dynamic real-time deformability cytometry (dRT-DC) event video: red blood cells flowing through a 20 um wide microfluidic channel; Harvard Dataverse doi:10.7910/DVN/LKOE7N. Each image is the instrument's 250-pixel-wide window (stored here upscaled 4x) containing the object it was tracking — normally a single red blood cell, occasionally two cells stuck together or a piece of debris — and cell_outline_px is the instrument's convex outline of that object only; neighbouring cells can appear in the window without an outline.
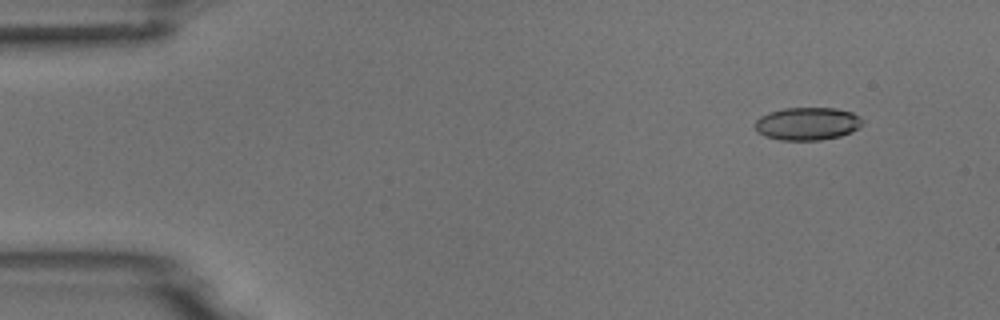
{"species": "common noctule bat (a hibernating species)", "species_latin": "Nyctalus noctula", "temperature_condition": "room temperature", "stored_images_in_passage": 4, "camera_frame_rate_fps": 3000, "um_per_image_px": 0.085, "animal": {"sex": "male", "body_mass_g": 18.8}, "frame": {"image": 1, "passage_image": 2, "time_ms": 1.0, "image_size_px": [1000, 320], "cell_outline_px": [[864, 124], [852, 132], [840, 136], [820, 140], [780, 140], [764, 136], [756, 132], [756, 120], [760, 116], [768, 112], [784, 108], [836, 108], [852, 112], [860, 116], [864, 120]], "centroid_in_image_um": [68.65, 10.51], "position_along_channel_um": 16.4, "area_um2": 20.81}}
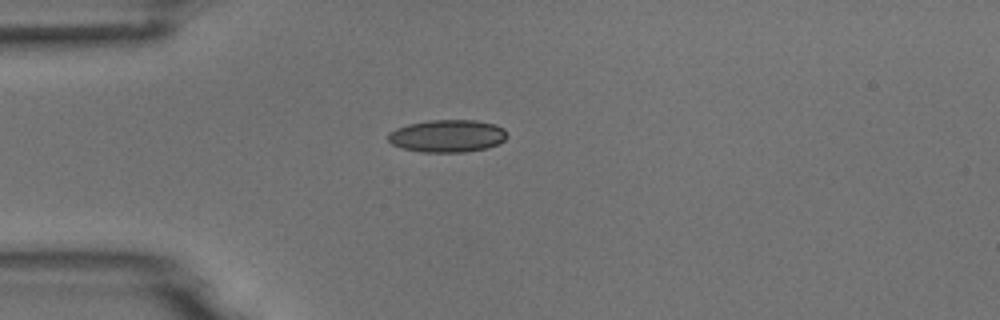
{"frame": {"image": 2, "passage_image": 4, "time_ms": 4.0, "image_size_px": [1000, 320], "cell_outline_px": [[508, 136], [500, 144], [488, 148], [464, 152], [420, 152], [404, 148], [392, 144], [388, 140], [388, 132], [396, 128], [408, 124], [428, 120], [476, 120], [496, 124], [504, 128], [508, 132]], "centroid_in_image_um": [38.07, 11.55], "position_along_channel_um": 46.9, "area_um2": 22.83}}